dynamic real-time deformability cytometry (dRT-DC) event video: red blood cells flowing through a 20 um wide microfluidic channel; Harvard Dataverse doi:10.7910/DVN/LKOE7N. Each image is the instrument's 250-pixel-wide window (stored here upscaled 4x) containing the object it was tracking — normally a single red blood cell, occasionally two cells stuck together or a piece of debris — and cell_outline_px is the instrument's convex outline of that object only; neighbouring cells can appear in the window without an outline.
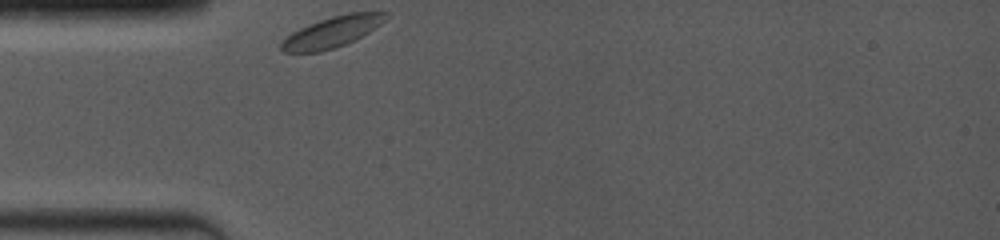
{"species": "common noctule bat (a hibernating species)", "species_latin": "Nyctalus noctula", "temperature_condition": "room temperature", "stored_images_in_passage": 16, "camera_frame_rate_fps": 4000, "um_per_image_px": 0.085, "animal": {"sex": "female", "body_mass_g": 19.0, "forearm_length_mm": 53.3}, "frame": {"image": 1, "passage_image": 1, "time_ms": 0.0, "image_size_px": [1000, 240], "cell_outline_px": [[388, 16], [380, 24], [368, 32], [344, 44], [320, 52], [284, 52], [280, 48], [280, 44], [292, 32], [308, 24], [332, 16], [348, 12], [388, 12]], "centroid_in_image_um": [28.22, 2.7], "position_along_channel_um": 56.8, "area_um2": 18.38}}
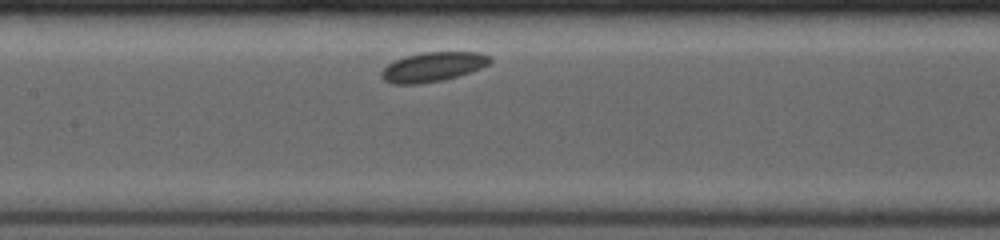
{"frame": {"image": 2, "passage_image": 10, "time_ms": 3.25, "image_size_px": [1000, 240], "cell_outline_px": [[492, 60], [488, 64], [480, 68], [456, 76], [440, 80], [420, 84], [392, 84], [384, 80], [380, 76], [380, 72], [388, 64], [404, 56], [424, 52], [480, 52], [492, 56]], "centroid_in_image_um": [36.78, 5.67], "position_along_channel_um": 170.6, "area_um2": 18.55}}
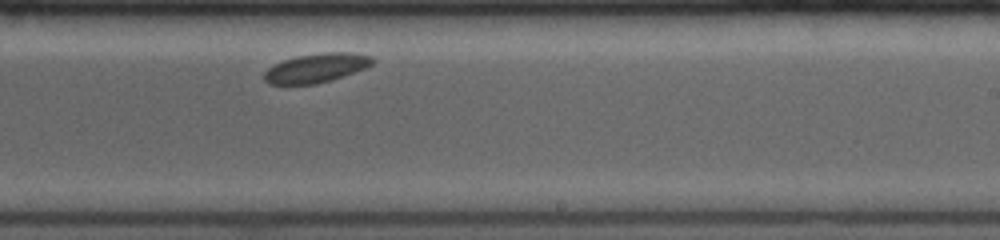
{"frame": {"image": 3, "passage_image": 16, "time_ms": 5.75, "image_size_px": [1000, 240], "cell_outline_px": [[376, 60], [372, 64], [364, 68], [332, 80], [316, 84], [268, 84], [264, 80], [264, 72], [268, 68], [284, 60], [300, 56], [324, 52], [352, 52], [372, 56]], "centroid_in_image_um": [26.91, 5.78], "position_along_channel_um": 262.1, "area_um2": 18.21}}